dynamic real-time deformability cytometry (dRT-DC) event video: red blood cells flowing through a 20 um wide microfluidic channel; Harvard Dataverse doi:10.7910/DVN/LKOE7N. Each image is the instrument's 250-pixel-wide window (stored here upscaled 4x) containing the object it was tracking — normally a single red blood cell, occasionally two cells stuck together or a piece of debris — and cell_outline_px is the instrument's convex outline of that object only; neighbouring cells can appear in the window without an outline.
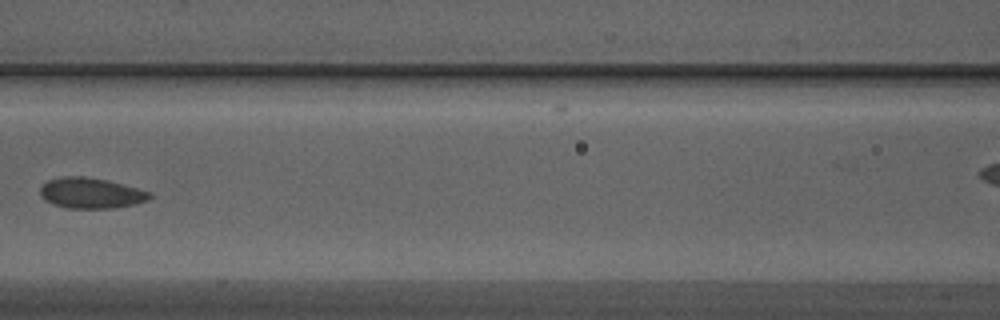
{"species": "Egyptian fruit bat (a non-hibernating species)", "species_latin": "Rousettus aegyptiacus", "temperature_condition": "warm", "stored_images_in_passage": 5, "segment_of_instrument_passage": [1, 2], "camera_frame_rate_fps": 3000, "um_per_image_px": 0.085, "animal": {"sex": "male"}, "frame": {"image": 1, "passage_image": 4, "time_ms": 1.0, "image_size_px": [1000, 320], "cell_outline_px": [[152, 196], [148, 200], [136, 204], [112, 208], [68, 208], [52, 204], [44, 200], [40, 196], [40, 188], [48, 180], [60, 176], [84, 176], [108, 180], [152, 192]], "centroid_in_image_um": [7.72, 16.41], "position_along_channel_um": 158.9, "area_um2": 19.71}}